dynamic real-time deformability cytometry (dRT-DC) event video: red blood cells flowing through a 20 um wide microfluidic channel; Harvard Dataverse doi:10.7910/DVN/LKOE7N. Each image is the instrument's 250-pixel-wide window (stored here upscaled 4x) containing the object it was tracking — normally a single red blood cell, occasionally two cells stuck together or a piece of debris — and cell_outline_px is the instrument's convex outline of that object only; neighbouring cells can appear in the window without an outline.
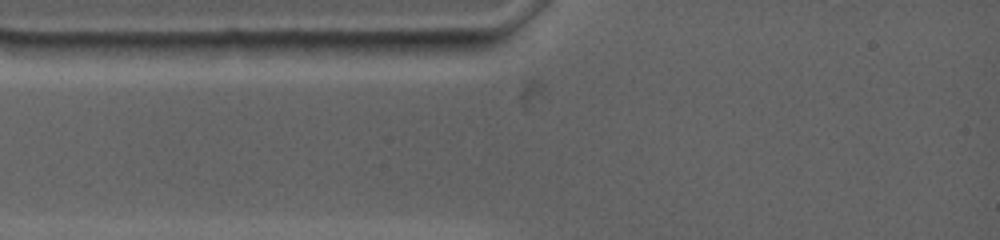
{"species": "common noctule bat (a hibernating species)", "species_latin": "Nyctalus noctula", "temperature_condition": "warm", "stored_images_in_passage": 3, "segment_of_instrument_passage": [1, 2], "camera_frame_rate_fps": 4500, "um_per_image_px": 0.085, "animal": {"sex": "female", "body_mass_g": 19.0, "forearm_length_mm": 53.3}, "frame": {"image": 1, "passage_image": 1, "time_ms": 0.0, "image_size_px": [1000, 240], "cell_outline_px": [[320, 44], [312, 56], [232, 56], [212, 44], [220, 40], [316, 40]], "centroid_in_image_um": [22.81, 4.05], "position_along_channel_um": 62.2, "area_um2": 11.1}}